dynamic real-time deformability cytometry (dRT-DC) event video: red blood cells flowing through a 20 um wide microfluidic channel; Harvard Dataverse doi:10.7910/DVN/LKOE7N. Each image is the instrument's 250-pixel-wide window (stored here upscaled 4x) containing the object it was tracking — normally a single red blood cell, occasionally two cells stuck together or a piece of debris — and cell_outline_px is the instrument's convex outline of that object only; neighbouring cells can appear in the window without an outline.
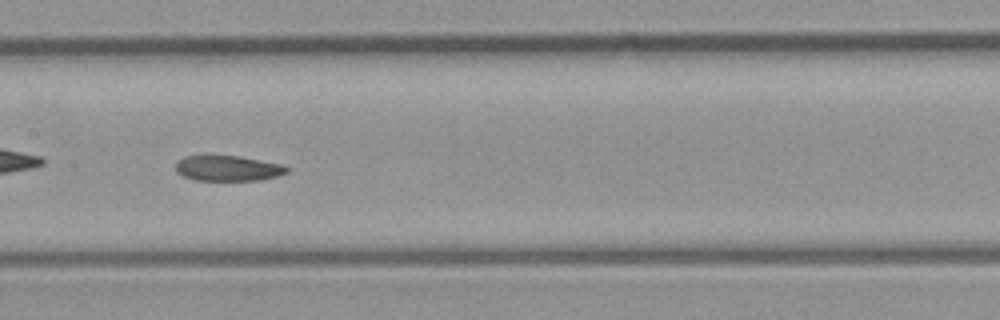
{"species": "common noctule bat (a hibernating species)", "species_latin": "Nyctalus noctula", "temperature_condition": "room temperature", "stored_images_in_passage": 30, "camera_frame_rate_fps": 3000, "um_per_image_px": 0.085, "animal": {"sex": "male", "body_mass_g": 23.1, "forearm_length_mm": 52.7}, "frame": {"image": 1, "passage_image": 9, "time_ms": 2.667, "image_size_px": [1000, 320], "cell_outline_px": [[292, 168], [288, 172], [276, 176], [260, 180], [196, 180], [184, 176], [176, 172], [176, 160], [184, 156], [240, 156], [284, 164]], "centroid_in_image_um": [19.41, 14.3], "position_along_channel_um": 188.0, "area_um2": 16.59}}
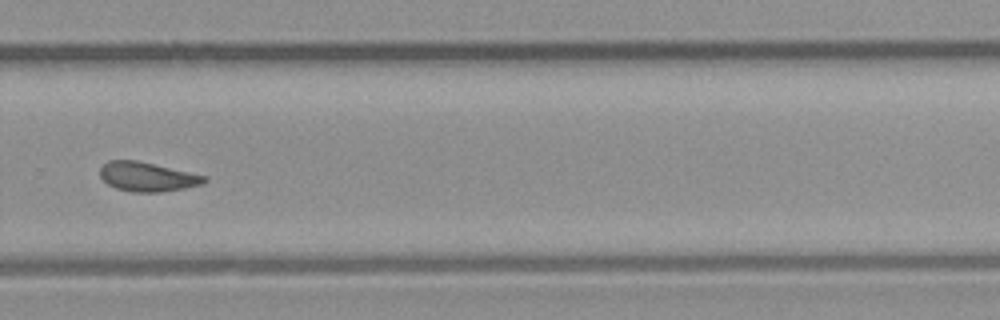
{"frame": {"image": 2, "passage_image": 18, "time_ms": 5.667, "image_size_px": [1000, 320], "cell_outline_px": [[208, 180], [204, 184], [184, 188], [160, 192], [132, 192], [116, 188], [108, 184], [100, 176], [100, 168], [108, 160], [136, 160], [208, 176]], "centroid_in_image_um": [12.55, 15.02], "position_along_channel_um": 317.3, "area_um2": 17.8}, "authors_computed_cell_mechanics": {"area_um2": 17.2244, "velocity_mm_per_s": 4.3173, "shape_relaxation_time_tau1_ms": 5.8042, "shape_relaxation_time_tau2_ms": 3.5247, "deformation_change_tau1": 0.1276, "deformation_change_tau2": 0.1019}}